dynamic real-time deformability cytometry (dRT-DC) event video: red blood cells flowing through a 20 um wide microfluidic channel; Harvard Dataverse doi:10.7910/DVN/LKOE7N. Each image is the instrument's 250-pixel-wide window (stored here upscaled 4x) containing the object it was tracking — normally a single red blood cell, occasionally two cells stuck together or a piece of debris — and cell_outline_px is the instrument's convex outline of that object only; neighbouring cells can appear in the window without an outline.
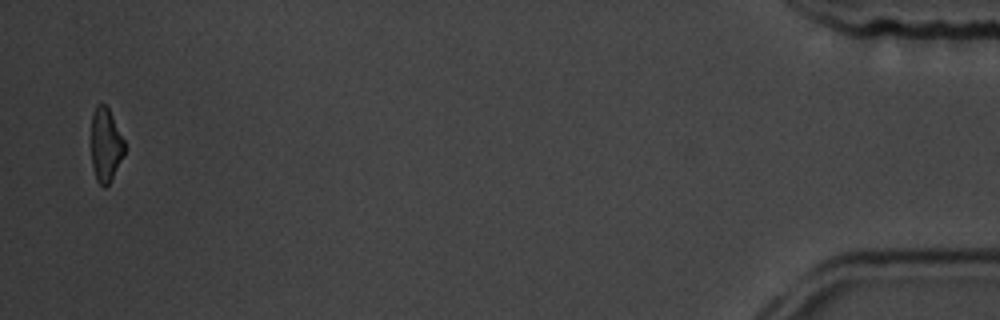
{"species": "common noctule bat (a hibernating species)", "species_latin": "Nyctalus noctula", "temperature_condition": "room temperature", "stored_images_in_passage": 17, "camera_frame_rate_fps": 3000, "um_per_image_px": 0.085, "animal": {"sex": "male", "body_mass_g": 19.5, "forearm_length_mm": 54.6}, "frame": {"image": 1, "passage_image": 17, "time_ms": 18.333, "image_size_px": [1000, 320], "cell_outline_px": [[124, 156], [108, 184], [104, 188], [96, 180], [92, 168], [92, 112], [96, 104], [104, 104], [108, 108], [124, 140]], "centroid_in_image_um": [8.97, 12.32], "position_along_channel_um": 426.2, "area_um2": 14.16}, "authors_computed_cell_mechanics": {"area_um2": 18.6694, "velocity_mm_per_s": 3.5609, "shape_relaxation_time_tau1_ms": 1.6898, "shape_relaxation_time_tau2_ms": null, "deformation_change_tau1": 0.1023, "deformation_change_tau2": null}}